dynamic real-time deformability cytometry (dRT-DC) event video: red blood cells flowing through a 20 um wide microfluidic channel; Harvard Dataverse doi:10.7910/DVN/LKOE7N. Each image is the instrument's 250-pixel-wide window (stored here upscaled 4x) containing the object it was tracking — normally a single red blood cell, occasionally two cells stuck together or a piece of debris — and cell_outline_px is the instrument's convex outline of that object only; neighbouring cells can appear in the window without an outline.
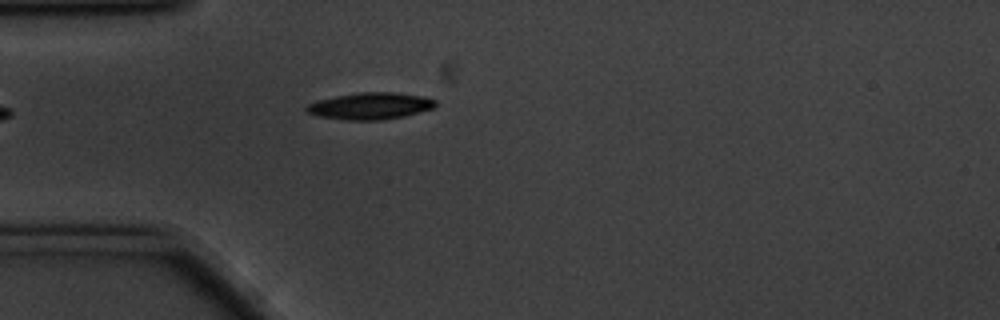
{"species": "common noctule bat (a hibernating species)", "species_latin": "Nyctalus noctula", "temperature_condition": "cold", "stored_images_in_passage": 5, "camera_frame_rate_fps": 3000, "um_per_image_px": 0.085, "animal": {"sex": "male", "body_mass_g": 20.1, "forearm_length_mm": 53.5}, "frame": {"image": 1, "passage_image": 1, "time_ms": 0.0, "image_size_px": [1000, 320], "cell_outline_px": [[436, 104], [432, 108], [404, 116], [384, 120], [344, 120], [320, 116], [304, 112], [304, 108], [308, 104], [316, 100], [336, 96], [360, 92], [392, 92], [420, 96], [436, 100]], "centroid_in_image_um": [31.41, 9.01], "position_along_channel_um": 53.6, "area_um2": 20.06}}